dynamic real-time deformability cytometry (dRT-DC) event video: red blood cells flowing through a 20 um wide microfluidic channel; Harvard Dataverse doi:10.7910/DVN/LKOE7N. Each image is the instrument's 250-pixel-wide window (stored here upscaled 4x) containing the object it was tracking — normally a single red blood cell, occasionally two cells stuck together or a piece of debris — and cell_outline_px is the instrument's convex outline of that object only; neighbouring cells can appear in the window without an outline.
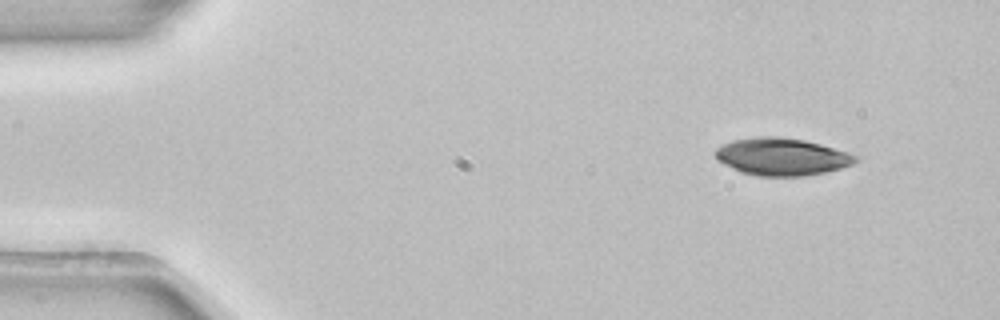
{"species": "common noctule bat (a hibernating species)", "species_latin": "Nyctalus noctula", "temperature_condition": "room temperature", "stored_images_in_passage": 3, "camera_frame_rate_fps": 3000, "um_per_image_px": 0.085, "animal": {"sex": "female", "body_mass_g": 22.7, "forearm_length_mm": 54.2}, "frame": {"image": 1, "passage_image": 1, "time_ms": 0.0, "image_size_px": [1000, 320], "cell_outline_px": [[860, 160], [852, 164], [828, 172], [804, 176], [756, 176], [740, 172], [716, 160], [712, 152], [716, 148], [732, 140], [756, 136], [780, 136], [804, 140], [820, 144], [848, 152], [860, 156]], "centroid_in_image_um": [66.44, 13.32], "position_along_channel_um": 18.6, "area_um2": 30.98}}